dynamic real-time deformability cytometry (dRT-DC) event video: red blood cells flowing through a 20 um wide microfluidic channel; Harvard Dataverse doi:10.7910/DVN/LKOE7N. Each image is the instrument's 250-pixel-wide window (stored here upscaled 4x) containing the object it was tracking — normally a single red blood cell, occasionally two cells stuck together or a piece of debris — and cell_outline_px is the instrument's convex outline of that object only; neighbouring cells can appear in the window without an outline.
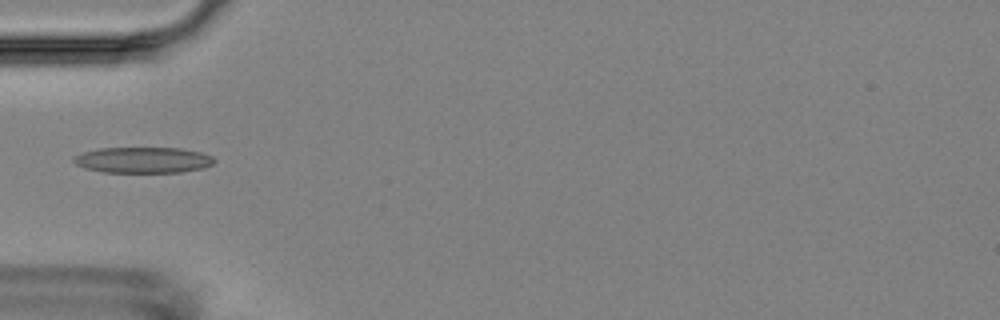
{"species": "Egyptian fruit bat (a non-hibernating species)", "species_latin": "Rousettus aegyptiacus", "temperature_condition": "room temperature", "stored_images_in_passage": 5, "camera_frame_rate_fps": 3000, "um_per_image_px": 0.085, "animal": {"sex": "female"}, "frame": {"image": 1, "passage_image": 5, "time_ms": 4.667, "image_size_px": [1000, 320], "cell_outline_px": [[216, 160], [212, 164], [204, 168], [180, 172], [104, 172], [84, 168], [76, 164], [72, 160], [72, 156], [84, 152], [100, 148], [180, 148], [200, 152], [212, 156]], "centroid_in_image_um": [12.15, 13.6], "position_along_channel_um": 72.8, "area_um2": 21.21}}